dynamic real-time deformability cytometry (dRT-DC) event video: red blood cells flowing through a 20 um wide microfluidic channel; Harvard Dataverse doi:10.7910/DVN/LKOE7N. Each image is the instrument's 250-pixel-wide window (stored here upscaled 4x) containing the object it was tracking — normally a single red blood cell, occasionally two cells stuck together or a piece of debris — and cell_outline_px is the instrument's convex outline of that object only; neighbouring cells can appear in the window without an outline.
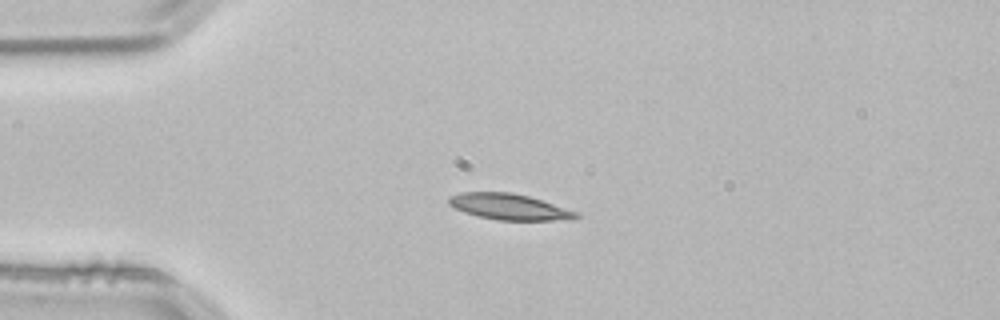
{"species": "common noctule bat (a hibernating species)", "species_latin": "Nyctalus noctula", "temperature_condition": "room temperature", "stored_images_in_passage": 41, "camera_frame_rate_fps": 3000, "um_per_image_px": 0.085, "animal": {"sex": "male", "body_mass_g": 21.5, "forearm_length_mm": 52.0}, "frame": {"image": 1, "passage_image": 1, "time_ms": 0.0, "image_size_px": [1000, 320], "cell_outline_px": [[580, 216], [572, 220], [496, 220], [464, 212], [448, 204], [448, 196], [460, 192], [512, 192], [528, 196], [580, 212]], "centroid_in_image_um": [43.31, 17.57], "position_along_channel_um": 41.7, "area_um2": 19.36}}
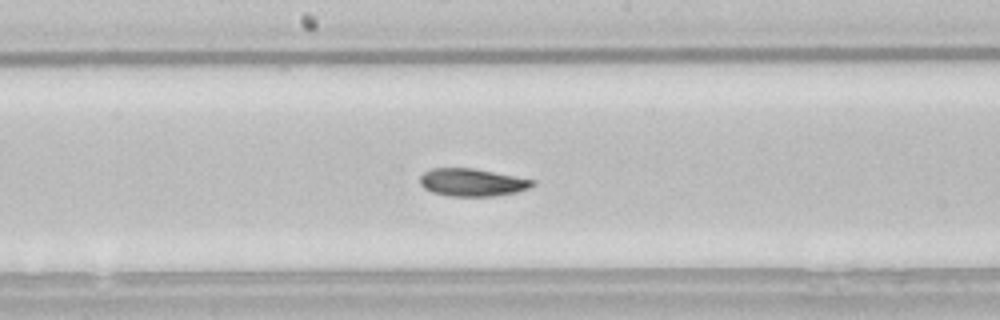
{"frame": {"image": 2, "passage_image": 16, "time_ms": 5.0, "image_size_px": [1000, 320], "cell_outline_px": [[536, 184], [528, 188], [516, 192], [492, 196], [448, 196], [432, 192], [424, 188], [420, 184], [420, 176], [424, 172], [432, 168], [472, 168], [536, 180]], "centroid_in_image_um": [40.12, 15.5], "position_along_channel_um": 208.1, "area_um2": 18.09}}
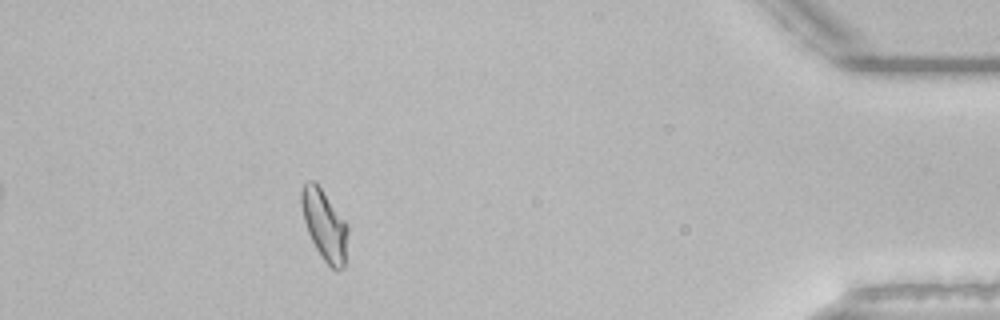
{"frame": {"image": 3, "passage_image": 36, "time_ms": 11.667, "image_size_px": [1000, 320], "cell_outline_px": [[348, 232], [344, 268], [336, 272], [320, 256], [308, 232], [304, 220], [300, 204], [300, 192], [304, 184], [308, 180], [316, 180], [348, 224]], "centroid_in_image_um": [27.58, 19.1], "position_along_channel_um": 407.6, "area_um2": 19.36}, "authors_computed_cell_mechanics": {"area_um2": 18.785, "velocity_mm_per_s": 3.8217, "shape_relaxation_time_tau1_ms": 6.6957, "shape_relaxation_time_tau2_ms": 4.0584, "deformation_change_tau1": 0.1808, "deformation_change_tau2": 0.0991}}